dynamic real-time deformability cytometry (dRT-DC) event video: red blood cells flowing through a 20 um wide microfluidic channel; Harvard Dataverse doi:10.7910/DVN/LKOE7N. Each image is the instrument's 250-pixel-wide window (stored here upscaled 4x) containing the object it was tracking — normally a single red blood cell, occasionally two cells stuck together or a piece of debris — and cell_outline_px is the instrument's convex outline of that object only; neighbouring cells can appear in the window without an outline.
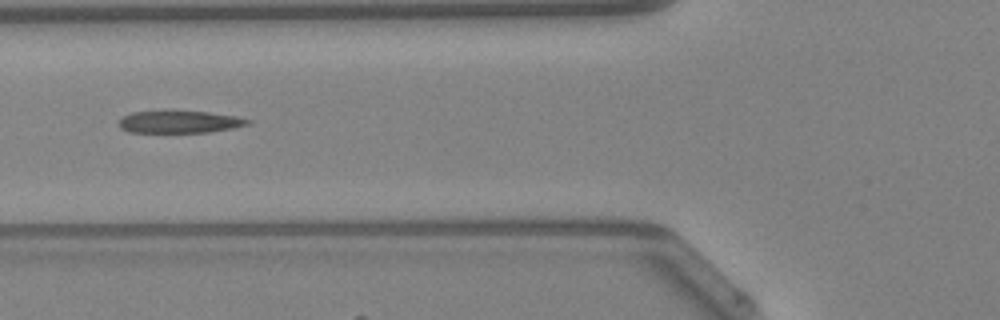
{"species": "Egyptian fruit bat (a non-hibernating species)", "species_latin": "Rousettus aegyptiacus", "temperature_condition": "warm", "stored_images_in_passage": 35, "camera_frame_rate_fps": 3000, "um_per_image_px": 0.085, "animal": {"sex": "female"}, "frame": {"image": 1, "passage_image": 6, "time_ms": 1.667, "image_size_px": [1000, 320], "cell_outline_px": [[252, 120], [248, 124], [232, 128], [208, 132], [132, 132], [120, 128], [120, 120], [124, 116], [132, 112], [208, 112], [236, 116]], "centroid_in_image_um": [15.29, 10.37], "position_along_channel_um": 110.5, "area_um2": 16.18}, "authors_computed_cell_mechanics": {"area_um2": 17.8024, "velocity_mm_per_s": 4.2713, "shape_relaxation_time_tau1_ms": null, "shape_relaxation_time_tau2_ms": 3.3972, "deformation_change_tau1": null, "deformation_change_tau2": 0.1412}}